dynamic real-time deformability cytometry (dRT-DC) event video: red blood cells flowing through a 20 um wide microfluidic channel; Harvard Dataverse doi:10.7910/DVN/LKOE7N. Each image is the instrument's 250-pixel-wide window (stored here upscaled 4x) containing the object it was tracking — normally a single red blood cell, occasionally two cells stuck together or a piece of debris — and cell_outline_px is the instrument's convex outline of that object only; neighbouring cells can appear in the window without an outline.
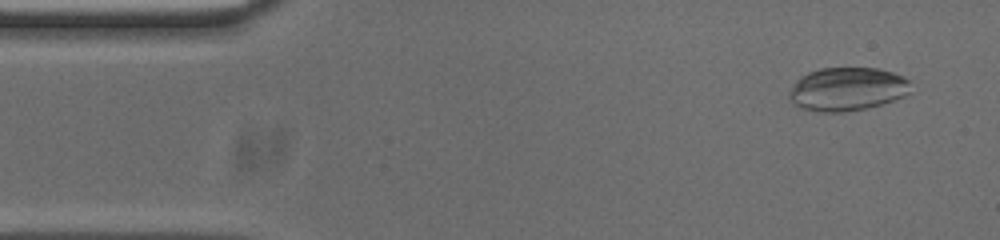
{"species": "common noctule bat (a hibernating species)", "species_latin": "Nyctalus noctula", "temperature_condition": "cold", "stored_images_in_passage": 54, "camera_frame_rate_fps": 3000, "um_per_image_px": 0.085, "animal": {"sex": "male", "body_mass_g": 20.0, "forearm_length_mm": 53.3}, "frame": {"image": 1, "passage_image": 3, "time_ms": 0.667, "image_size_px": [1000, 240], "cell_outline_px": [[912, 92], [896, 100], [864, 108], [844, 112], [820, 112], [796, 108], [788, 100], [788, 92], [796, 80], [800, 76], [808, 72], [820, 68], [876, 68], [892, 72], [904, 76], [908, 80]], "centroid_in_image_um": [71.97, 7.58], "position_along_channel_um": 13.0, "area_um2": 31.21}}
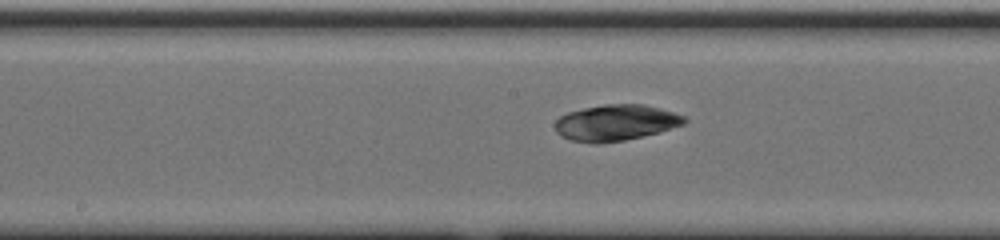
{"frame": {"image": 2, "passage_image": 25, "time_ms": 8.0, "image_size_px": [1000, 240], "cell_outline_px": [[688, 120], [684, 124], [660, 132], [624, 140], [596, 144], [568, 140], [560, 136], [556, 132], [556, 120], [560, 116], [568, 112], [584, 108], [604, 104], [644, 104], [672, 112], [684, 116]], "centroid_in_image_um": [52.32, 10.44], "position_along_channel_um": 195.9, "area_um2": 27.17}}
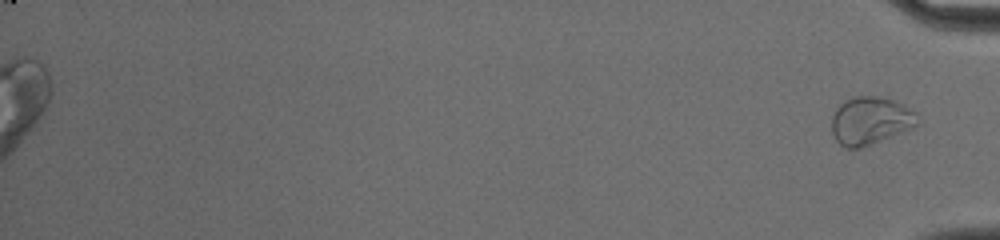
{"frame": {"image": 3, "passage_image": 54, "time_ms": 17.667, "image_size_px": [1000, 240], "cell_outline_px": [[920, 120], [912, 128], [872, 144], [860, 148], [844, 148], [836, 140], [832, 132], [832, 116], [836, 108], [844, 100], [856, 96], [880, 96], [892, 100], [916, 112]], "centroid_in_image_um": [73.96, 10.26], "position_along_channel_um": 361.2, "area_um2": 23.87}}